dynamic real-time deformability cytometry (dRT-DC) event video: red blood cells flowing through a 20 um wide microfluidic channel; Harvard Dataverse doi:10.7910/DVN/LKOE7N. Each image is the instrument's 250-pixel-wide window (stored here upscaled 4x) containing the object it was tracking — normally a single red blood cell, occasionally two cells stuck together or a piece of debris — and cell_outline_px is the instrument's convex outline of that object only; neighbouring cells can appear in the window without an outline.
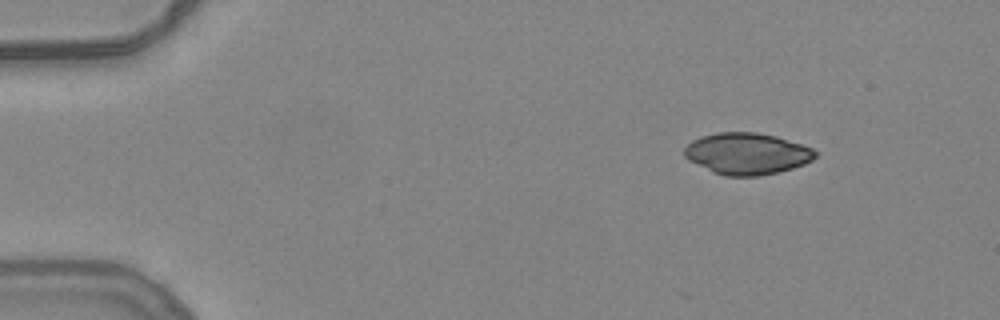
{"species": "common noctule bat (a hibernating species)", "species_latin": "Nyctalus noctula", "temperature_condition": "warm", "stored_images_in_passage": 10, "camera_frame_rate_fps": 3000, "um_per_image_px": 0.085, "animal": {"sex": "female", "body_mass_g": 24.6, "forearm_length_mm": 56.2}, "frame": {"image": 1, "passage_image": 1, "time_ms": 0.0, "image_size_px": [1000, 320], "cell_outline_px": [[820, 152], [812, 160], [804, 164], [780, 172], [756, 176], [724, 176], [712, 172], [688, 160], [684, 156], [684, 148], [692, 140], [700, 136], [720, 132], [756, 132], [776, 136], [812, 148]], "centroid_in_image_um": [63.48, 13.06], "position_along_channel_um": 21.5, "area_um2": 31.85}}